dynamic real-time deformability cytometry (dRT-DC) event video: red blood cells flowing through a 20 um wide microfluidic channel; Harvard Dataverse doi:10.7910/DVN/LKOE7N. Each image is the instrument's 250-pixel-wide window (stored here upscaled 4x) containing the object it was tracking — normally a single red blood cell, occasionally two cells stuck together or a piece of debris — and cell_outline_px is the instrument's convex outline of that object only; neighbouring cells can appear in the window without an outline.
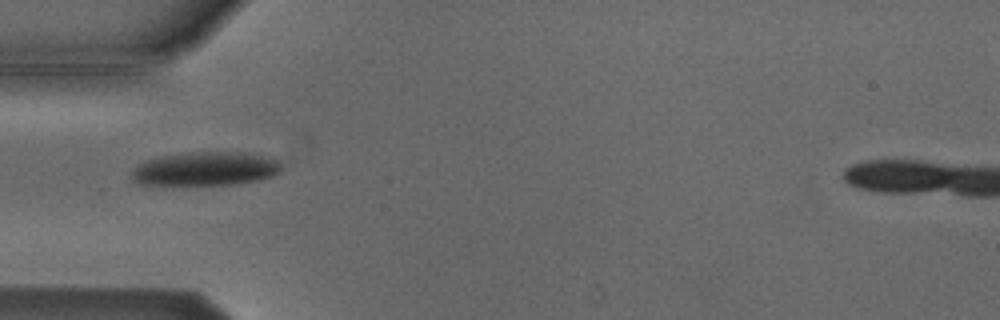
{"species": "Egyptian fruit bat (a non-hibernating species)", "species_latin": "Rousettus aegyptiacus", "temperature_condition": "cold", "stored_images_in_passage": 3, "camera_frame_rate_fps": 3000, "um_per_image_px": 0.085, "animal": {"sex": "male"}, "frame": {"image": 1, "passage_image": 1, "time_ms": 0.0, "image_size_px": [1000, 320], "cell_outline_px": [[280, 172], [272, 176], [256, 180], [236, 184], [140, 184], [132, 176], [132, 172], [136, 164], [160, 156], [192, 152], [240, 152], [260, 156], [276, 160], [280, 164]], "centroid_in_image_um": [17.44, 14.34], "position_along_channel_um": 67.6, "area_um2": 28.84}}
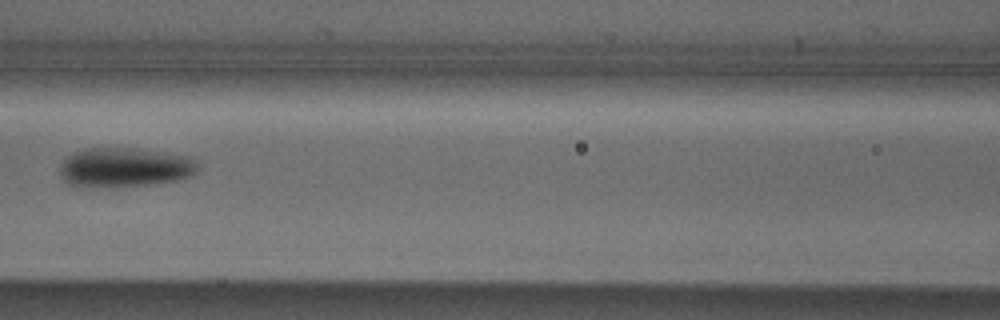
{"frame": {"image": 2, "passage_image": 3, "time_ms": 2.333, "image_size_px": [1000, 320], "cell_outline_px": [[200, 168], [192, 176], [176, 180], [148, 184], [112, 188], [96, 188], [68, 184], [64, 180], [60, 172], [60, 164], [72, 152], [84, 148], [136, 148], [192, 156], [196, 160]], "centroid_in_image_um": [10.61, 14.23], "position_along_channel_um": 156.0, "area_um2": 32.31}}